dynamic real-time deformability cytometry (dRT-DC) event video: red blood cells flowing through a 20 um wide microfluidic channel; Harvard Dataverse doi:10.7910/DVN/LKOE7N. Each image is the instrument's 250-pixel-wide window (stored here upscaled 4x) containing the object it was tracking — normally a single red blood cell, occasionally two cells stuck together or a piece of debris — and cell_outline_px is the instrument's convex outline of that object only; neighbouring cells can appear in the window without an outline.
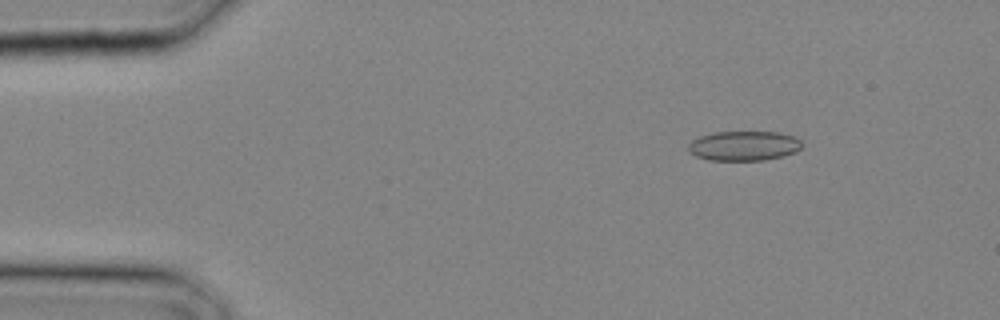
{"species": "common noctule bat (a hibernating species)", "species_latin": "Nyctalus noctula", "temperature_condition": "cold", "stored_images_in_passage": 28, "camera_frame_rate_fps": 3000, "um_per_image_px": 0.085, "animal": {"sex": "male", "body_mass_g": 20.4}, "frame": {"image": 1, "passage_image": 4, "time_ms": 1.0, "image_size_px": [1000, 320], "cell_outline_px": [[800, 148], [796, 152], [764, 160], [708, 160], [696, 156], [688, 152], [688, 144], [692, 140], [700, 136], [712, 132], [780, 132], [796, 136], [800, 140]], "centroid_in_image_um": [63.2, 12.39], "position_along_channel_um": 21.8, "area_um2": 19.71}}
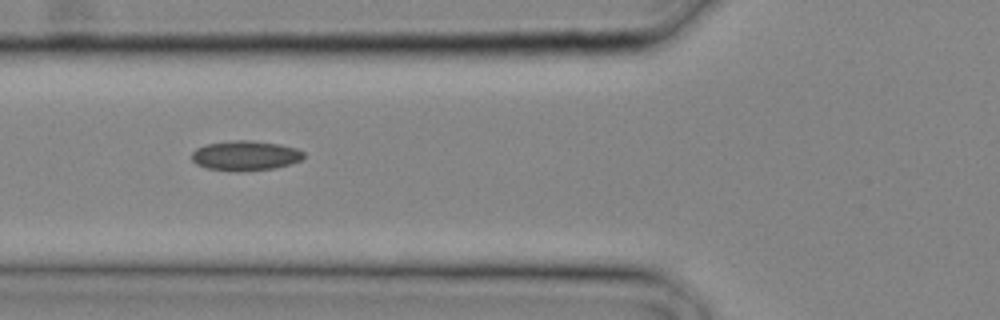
{"frame": {"image": 2, "passage_image": 11, "time_ms": 3.333, "image_size_px": [1000, 320], "cell_outline_px": [[304, 156], [300, 160], [292, 164], [276, 168], [244, 172], [236, 172], [208, 168], [196, 164], [192, 160], [192, 152], [196, 148], [204, 144], [232, 140], [248, 140], [280, 144], [296, 148], [304, 152]], "centroid_in_image_um": [20.85, 13.23], "position_along_channel_um": 104.9, "area_um2": 19.77}}
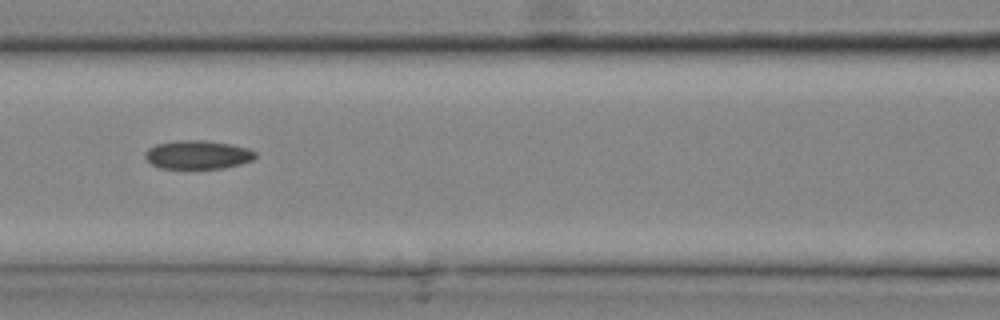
{"frame": {"image": 3, "passage_image": 13, "time_ms": 4.0, "image_size_px": [1000, 320], "cell_outline_px": [[256, 156], [252, 160], [240, 164], [224, 168], [160, 168], [152, 164], [144, 156], [144, 152], [148, 148], [156, 144], [176, 140], [204, 140], [232, 144], [248, 148], [256, 152]], "centroid_in_image_um": [16.8, 13.14], "position_along_channel_um": 149.8, "area_um2": 18.44}}